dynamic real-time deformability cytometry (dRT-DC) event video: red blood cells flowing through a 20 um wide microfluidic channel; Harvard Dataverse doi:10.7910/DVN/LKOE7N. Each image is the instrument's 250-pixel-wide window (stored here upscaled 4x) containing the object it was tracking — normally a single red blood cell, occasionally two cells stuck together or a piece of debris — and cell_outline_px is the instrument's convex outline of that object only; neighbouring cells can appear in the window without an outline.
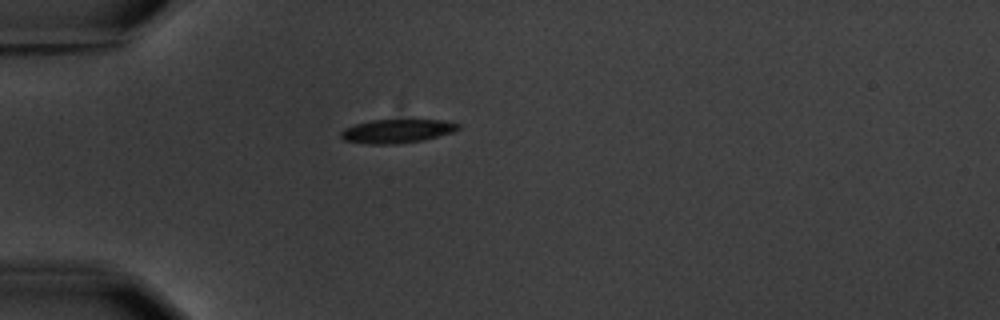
{"species": "common noctule bat (a hibernating species)", "species_latin": "Nyctalus noctula", "temperature_condition": "warm", "stored_images_in_passage": 1, "camera_frame_rate_fps": 3000, "um_per_image_px": 0.085, "animal": {"sex": "male", "body_mass_g": 20.1, "forearm_length_mm": 53.5}, "frame": {"image": 1, "passage_image": 1, "time_ms": 0.0, "image_size_px": [1000, 320], "cell_outline_px": [[460, 128], [452, 132], [424, 140], [396, 144], [368, 144], [344, 140], [340, 136], [340, 132], [344, 128], [356, 124], [372, 120], [412, 116], [444, 120], [460, 124]], "centroid_in_image_um": [33.8, 11.08], "position_along_channel_um": 51.2, "area_um2": 17.22}}